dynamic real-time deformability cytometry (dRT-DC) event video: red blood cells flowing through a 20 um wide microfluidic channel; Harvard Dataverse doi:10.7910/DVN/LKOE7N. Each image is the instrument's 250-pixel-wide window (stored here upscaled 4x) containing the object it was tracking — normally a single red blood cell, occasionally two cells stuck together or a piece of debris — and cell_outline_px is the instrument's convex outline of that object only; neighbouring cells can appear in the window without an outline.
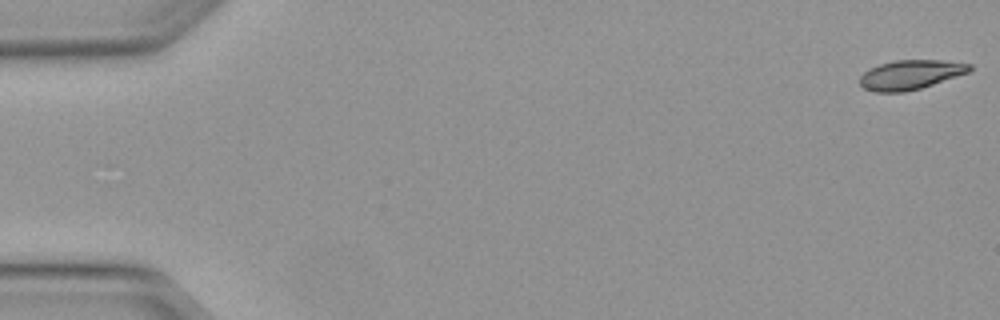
{"species": "Egyptian fruit bat (a non-hibernating species)", "species_latin": "Rousettus aegyptiacus", "temperature_condition": "warm", "stored_images_in_passage": 9, "camera_frame_rate_fps": 3000, "um_per_image_px": 0.085, "animal": {"sex": "female"}, "frame": {"image": 1, "passage_image": 1, "time_ms": 0.0, "image_size_px": [1000, 320], "cell_outline_px": [[972, 68], [968, 72], [920, 88], [904, 92], [876, 92], [864, 88], [860, 84], [860, 76], [864, 72], [880, 64], [896, 60], [940, 60], [972, 64]], "centroid_in_image_um": [77.38, 6.35], "position_along_channel_um": 7.6, "area_um2": 18.5}}